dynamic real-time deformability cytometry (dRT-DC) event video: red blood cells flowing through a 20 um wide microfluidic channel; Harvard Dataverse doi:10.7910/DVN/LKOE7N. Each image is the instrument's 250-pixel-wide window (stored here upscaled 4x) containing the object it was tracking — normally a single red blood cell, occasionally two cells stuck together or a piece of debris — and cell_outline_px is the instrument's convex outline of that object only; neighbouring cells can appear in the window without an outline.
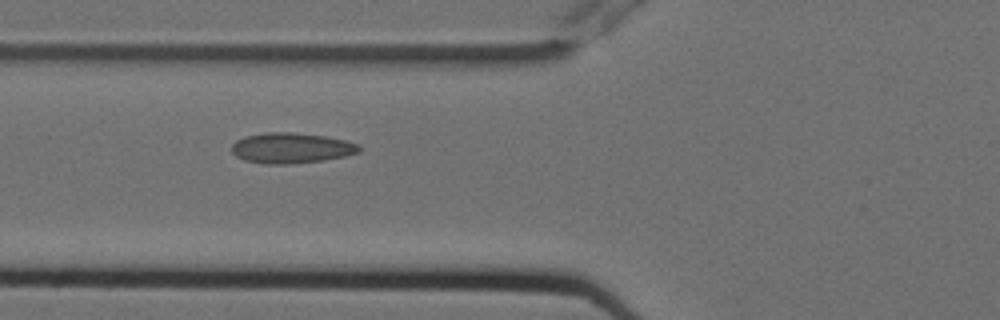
{"species": "Egyptian fruit bat (a non-hibernating species)", "species_latin": "Rousettus aegyptiacus", "temperature_condition": "cold", "stored_images_in_passage": 6, "camera_frame_rate_fps": 3000, "um_per_image_px": 0.085, "animal": {"sex": "female"}, "frame": {"image": 1, "passage_image": 4, "time_ms": 1.0, "image_size_px": [1000, 320], "cell_outline_px": [[360, 152], [344, 156], [324, 160], [288, 164], [264, 164], [244, 160], [236, 156], [232, 152], [232, 144], [236, 140], [244, 136], [268, 132], [292, 132], [324, 136], [344, 140], [360, 144]], "centroid_in_image_um": [24.74, 12.58], "position_along_channel_um": 101.1, "area_um2": 22.66}}
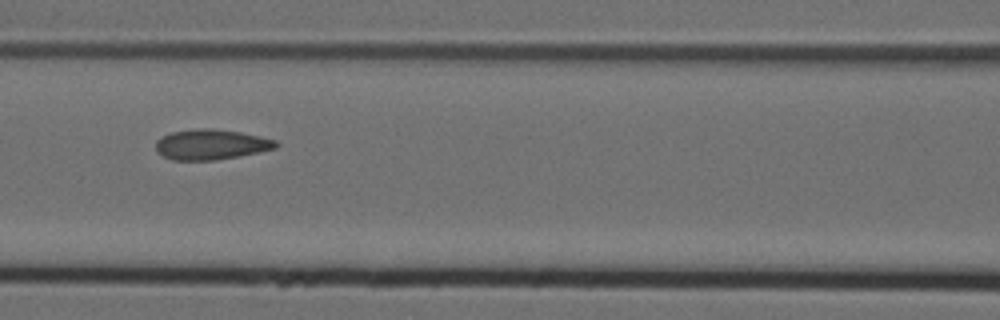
{"frame": {"image": 2, "passage_image": 5, "time_ms": 1.333, "image_size_px": [1000, 320], "cell_outline_px": [[280, 144], [276, 148], [260, 152], [240, 156], [216, 160], [172, 160], [156, 152], [156, 140], [172, 132], [196, 128], [212, 128], [240, 132], [260, 136], [276, 140]], "centroid_in_image_um": [17.96, 12.28], "position_along_channel_um": 148.6, "area_um2": 21.33}}
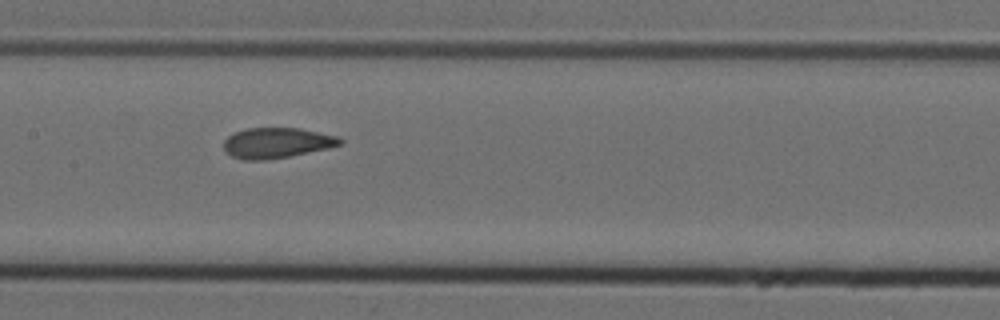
{"frame": {"image": 3, "passage_image": 6, "time_ms": 1.667, "image_size_px": [1000, 320], "cell_outline_px": [[344, 140], [340, 144], [328, 148], [268, 160], [244, 160], [232, 156], [224, 152], [224, 140], [228, 136], [236, 132], [248, 128], [300, 128], [336, 136]], "centroid_in_image_um": [23.49, 12.15], "position_along_channel_um": 183.9, "area_um2": 20.46}}